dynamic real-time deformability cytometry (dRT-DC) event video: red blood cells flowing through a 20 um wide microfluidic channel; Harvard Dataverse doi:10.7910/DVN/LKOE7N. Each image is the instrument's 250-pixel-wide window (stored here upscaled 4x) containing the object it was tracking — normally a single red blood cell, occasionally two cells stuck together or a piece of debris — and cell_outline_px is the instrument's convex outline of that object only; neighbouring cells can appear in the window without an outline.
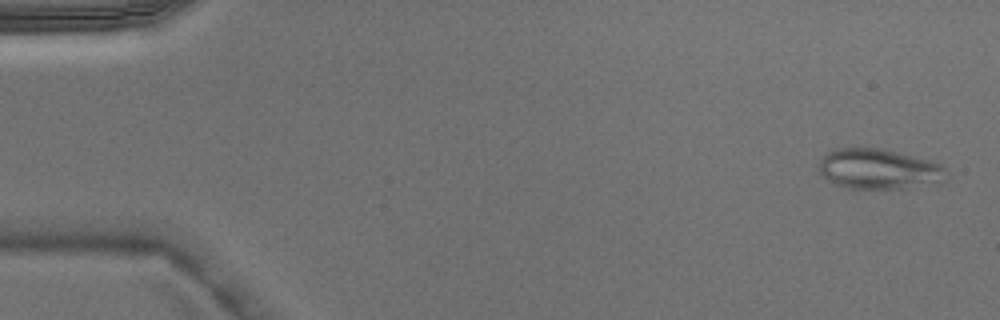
{"species": "Egyptian fruit bat (a non-hibernating species)", "species_latin": "Rousettus aegyptiacus", "temperature_condition": "warm", "stored_images_in_passage": 5, "camera_frame_rate_fps": 3000, "um_per_image_px": 0.085, "animal": {"sex": "male"}, "frame": {"image": 1, "passage_image": 1, "time_ms": 0.0, "image_size_px": [1000, 320], "cell_outline_px": [[948, 172], [940, 180], [900, 188], [848, 188], [836, 184], [828, 180], [820, 172], [820, 164], [824, 156], [828, 152], [836, 148], [884, 148], [928, 160], [940, 164]], "centroid_in_image_um": [74.64, 14.34], "position_along_channel_um": 10.4, "area_um2": 29.02}}